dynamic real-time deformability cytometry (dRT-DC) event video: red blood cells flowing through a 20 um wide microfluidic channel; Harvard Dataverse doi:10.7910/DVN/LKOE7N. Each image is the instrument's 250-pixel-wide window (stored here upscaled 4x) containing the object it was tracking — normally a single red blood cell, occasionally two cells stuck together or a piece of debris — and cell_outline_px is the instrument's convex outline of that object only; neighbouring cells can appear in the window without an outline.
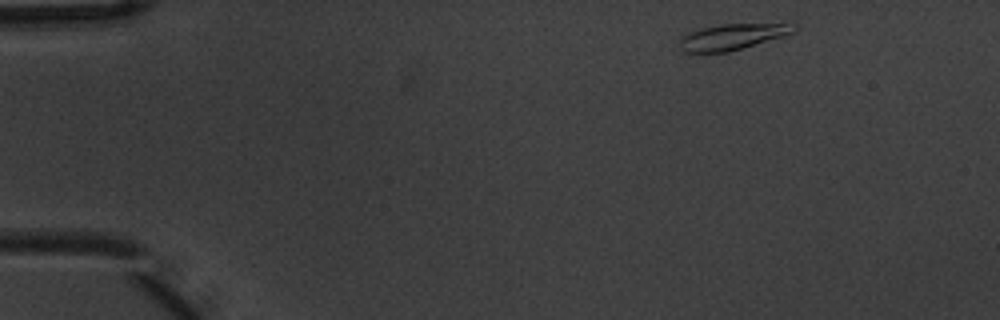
{"species": "common noctule bat (a hibernating species)", "species_latin": "Nyctalus noctula", "temperature_condition": "warm", "stored_images_in_passage": 8, "camera_frame_rate_fps": 3000, "um_per_image_px": 0.085, "animal": {"sex": "male", "body_mass_g": 20.1, "forearm_length_mm": 53.5}, "frame": {"image": 1, "passage_image": 1, "time_ms": 0.0, "image_size_px": [1000, 320], "cell_outline_px": [[796, 32], [784, 36], [728, 52], [680, 52], [680, 36], [688, 32], [700, 28], [720, 24], [796, 24]], "centroid_in_image_um": [62.21, 3.13], "position_along_channel_um": 22.8, "area_um2": 17.28}}
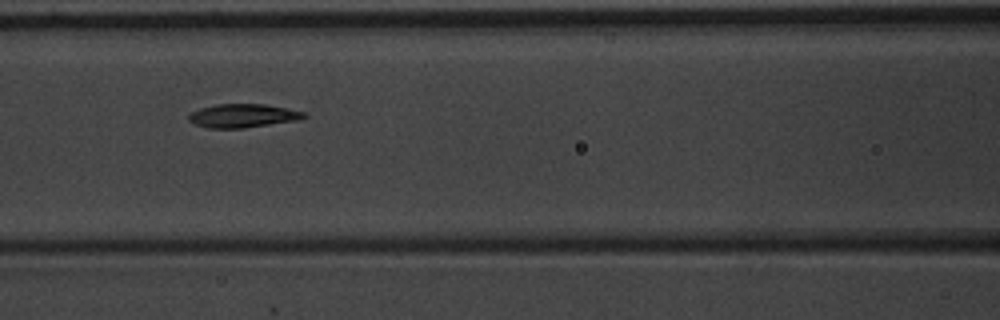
{"frame": {"image": 2, "passage_image": 6, "time_ms": 1.667, "image_size_px": [1000, 320], "cell_outline_px": [[308, 116], [300, 120], [244, 128], [208, 128], [196, 124], [188, 120], [188, 116], [192, 112], [200, 108], [216, 104], [264, 104], [288, 108], [304, 112]], "centroid_in_image_um": [20.68, 9.84], "position_along_channel_um": 145.9, "area_um2": 15.9}}
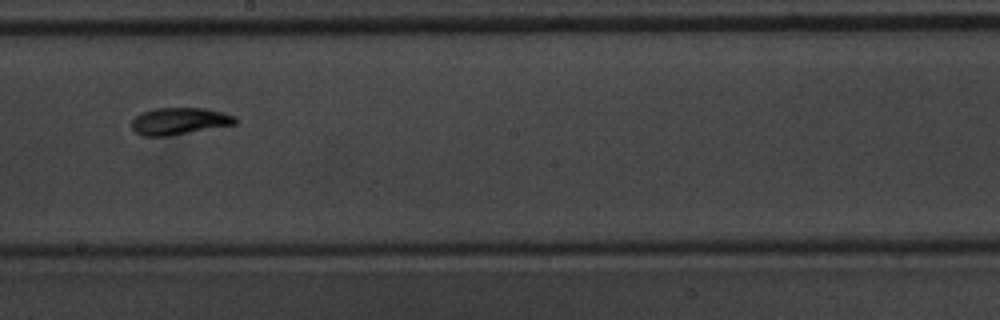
{"frame": {"image": 3, "passage_image": 8, "time_ms": 2.333, "image_size_px": [1000, 320], "cell_outline_px": [[236, 124], [164, 136], [140, 136], [132, 128], [132, 120], [136, 116], [144, 112], [156, 108], [204, 108], [224, 112], [236, 116]], "centroid_in_image_um": [15.25, 10.29], "position_along_channel_um": 233.0, "area_um2": 16.07}}